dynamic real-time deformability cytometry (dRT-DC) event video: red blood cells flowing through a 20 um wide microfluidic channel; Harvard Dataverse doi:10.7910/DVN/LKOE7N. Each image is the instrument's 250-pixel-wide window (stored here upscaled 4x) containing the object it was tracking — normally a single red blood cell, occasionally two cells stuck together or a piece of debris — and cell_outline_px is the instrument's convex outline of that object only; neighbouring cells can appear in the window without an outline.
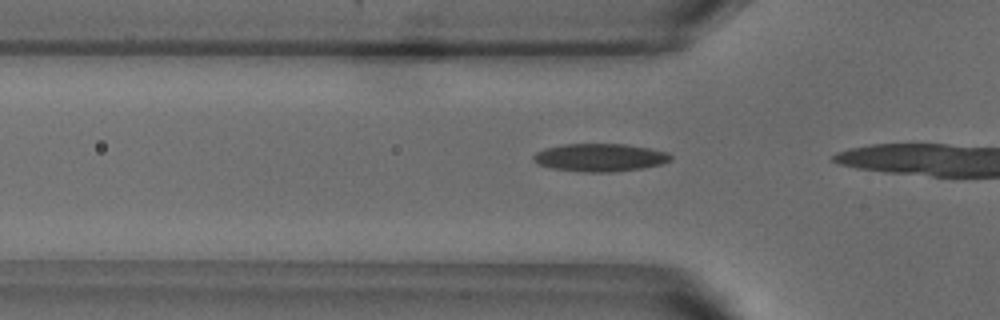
{"species": "common noctule bat (a hibernating species)", "species_latin": "Nyctalus noctula", "temperature_condition": "warm", "stored_images_in_passage": 13, "camera_frame_rate_fps": 3000, "um_per_image_px": 0.085, "animal": {"sex": "male", "body_mass_g": 18.8}, "frame": {"image": 1, "passage_image": 12, "time_ms": 3.667, "image_size_px": [1000, 320], "cell_outline_px": [[672, 160], [664, 164], [640, 168], [612, 172], [584, 172], [552, 168], [536, 164], [532, 160], [532, 156], [536, 152], [544, 148], [564, 144], [628, 144], [668, 152], [672, 156]], "centroid_in_image_um": [50.98, 13.38], "position_along_channel_um": 74.8, "area_um2": 22.48}}